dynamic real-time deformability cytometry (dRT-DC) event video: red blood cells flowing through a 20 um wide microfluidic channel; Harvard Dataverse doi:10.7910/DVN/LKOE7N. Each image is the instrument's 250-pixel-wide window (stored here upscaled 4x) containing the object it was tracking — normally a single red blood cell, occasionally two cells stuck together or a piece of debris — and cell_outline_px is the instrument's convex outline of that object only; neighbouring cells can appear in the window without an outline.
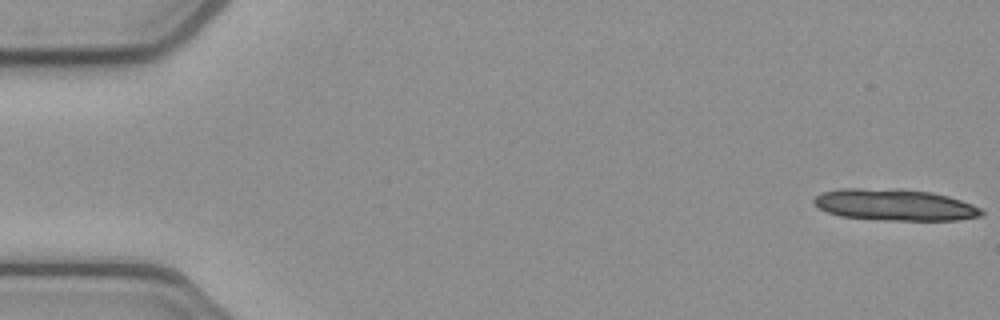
{"species": "common noctule bat (a hibernating species)", "species_latin": "Nyctalus noctula", "temperature_condition": "cold", "stored_images_in_passage": 14, "camera_frame_rate_fps": 3000, "um_per_image_px": 0.085, "animal": {"sex": "female", "body_mass_g": 21.9}, "frame": {"image": 1, "passage_image": 1, "time_ms": 0.0, "image_size_px": [1000, 320], "cell_outline_px": [[984, 212], [980, 216], [956, 220], [880, 220], [840, 216], [828, 212], [820, 208], [812, 200], [820, 192], [840, 188], [896, 188], [932, 192], [948, 196], [972, 204], [980, 208]], "centroid_in_image_um": [76.03, 17.4], "position_along_channel_um": 9.0, "area_um2": 30.92}}